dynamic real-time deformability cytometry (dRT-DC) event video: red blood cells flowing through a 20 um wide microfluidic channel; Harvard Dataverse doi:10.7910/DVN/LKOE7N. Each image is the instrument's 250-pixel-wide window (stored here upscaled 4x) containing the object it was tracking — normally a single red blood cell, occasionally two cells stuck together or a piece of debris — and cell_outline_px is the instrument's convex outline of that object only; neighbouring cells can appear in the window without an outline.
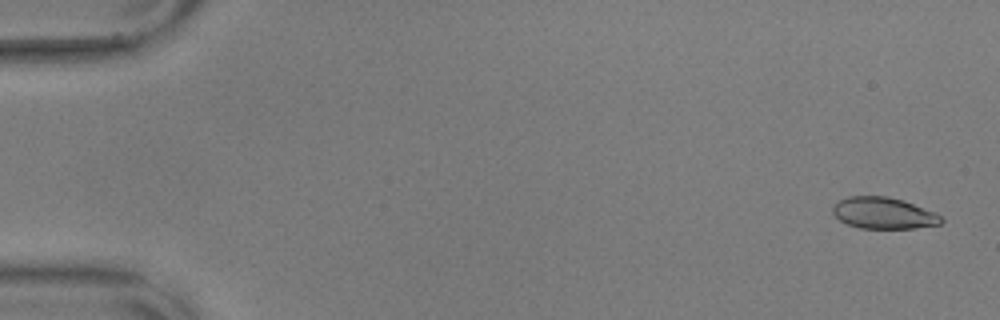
{"species": "common noctule bat (a hibernating species)", "species_latin": "Nyctalus noctula", "temperature_condition": "warm", "stored_images_in_passage": 16, "camera_frame_rate_fps": 3000, "um_per_image_px": 0.085, "animal": {"sex": "male", "body_mass_g": 17.9, "forearm_length_mm": 54.2}, "frame": {"image": 1, "passage_image": 2, "time_ms": 0.333, "image_size_px": [1000, 320], "cell_outline_px": [[944, 220], [940, 224], [916, 228], [860, 228], [848, 224], [840, 220], [832, 212], [832, 208], [840, 200], [848, 196], [888, 196], [904, 200], [936, 212]], "centroid_in_image_um": [75.13, 18.11], "position_along_channel_um": 9.9, "area_um2": 19.88}}
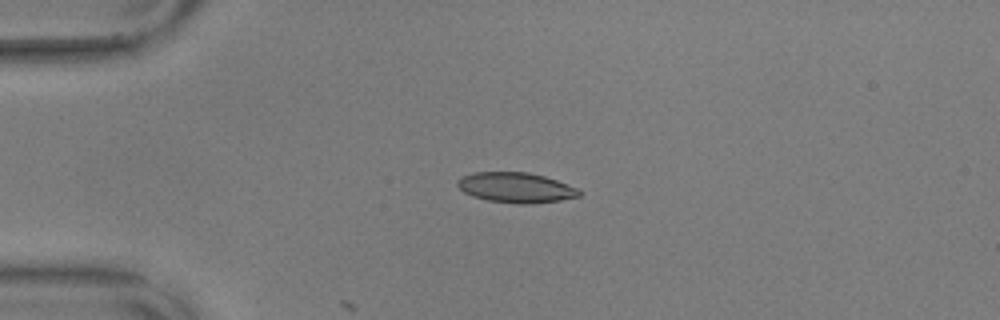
{"frame": {"image": 2, "passage_image": 14, "time_ms": 4.333, "image_size_px": [1000, 320], "cell_outline_px": [[580, 196], [560, 200], [532, 204], [520, 204], [488, 200], [472, 196], [464, 192], [456, 184], [456, 180], [472, 172], [528, 172], [544, 176], [556, 180], [576, 188], [580, 192]], "centroid_in_image_um": [43.82, 15.94], "position_along_channel_um": 41.2, "area_um2": 21.27}}